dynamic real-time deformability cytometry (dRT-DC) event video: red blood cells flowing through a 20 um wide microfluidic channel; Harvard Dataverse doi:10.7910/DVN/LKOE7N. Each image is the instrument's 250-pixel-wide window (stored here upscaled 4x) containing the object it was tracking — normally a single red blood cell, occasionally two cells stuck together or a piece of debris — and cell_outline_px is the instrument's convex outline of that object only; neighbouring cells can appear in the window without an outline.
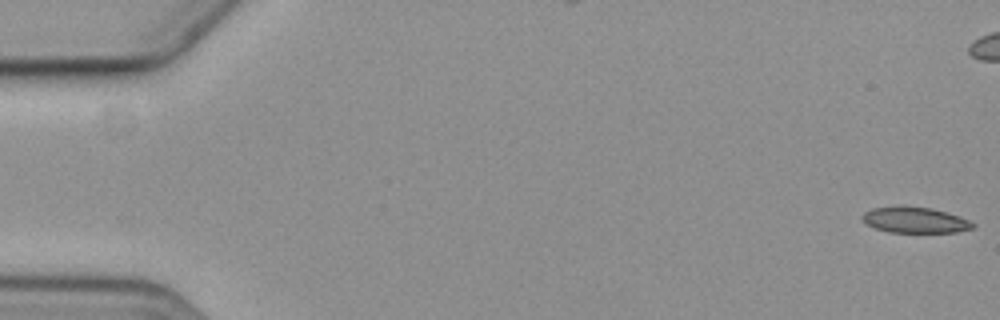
{"species": "common noctule bat (a hibernating species)", "species_latin": "Nyctalus noctula", "temperature_condition": "cold", "stored_images_in_passage": 57, "camera_frame_rate_fps": 3000, "um_per_image_px": 0.085, "animal": {"sex": "female", "body_mass_g": 19.3, "forearm_length_mm": 54.1}, "frame": {"image": 1, "passage_image": 1, "time_ms": 0.0, "image_size_px": [1000, 320], "cell_outline_px": [[976, 224], [972, 228], [956, 232], [888, 232], [864, 224], [860, 216], [864, 212], [872, 208], [932, 208], [948, 212], [960, 216]], "centroid_in_image_um": [77.77, 18.73], "position_along_channel_um": 7.2, "area_um2": 16.24}}
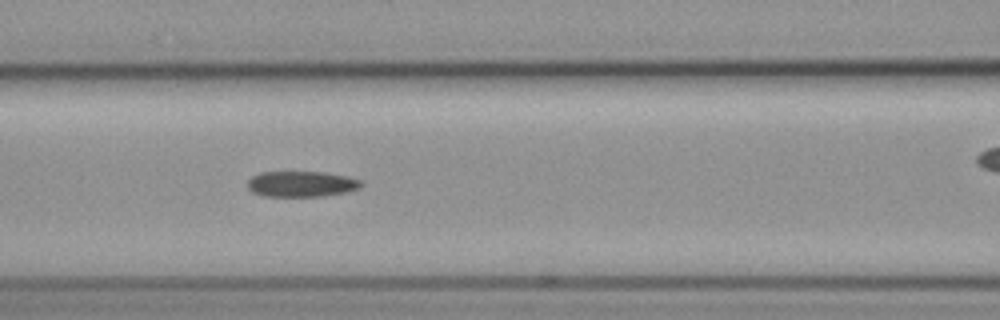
{"frame": {"image": 2, "passage_image": 26, "time_ms": 8.333, "image_size_px": [1000, 320], "cell_outline_px": [[364, 184], [360, 188], [348, 192], [324, 196], [260, 196], [252, 192], [248, 188], [248, 180], [252, 176], [260, 172], [324, 172], [348, 176], [360, 180]], "centroid_in_image_um": [25.64, 15.64], "position_along_channel_um": 141.0, "area_um2": 17.22}}
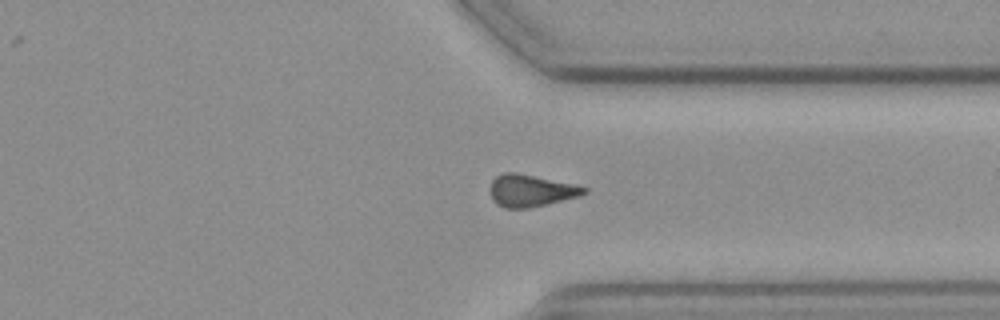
{"frame": {"image": 3, "passage_image": 45, "time_ms": 14.667, "image_size_px": [1000, 320], "cell_outline_px": [[588, 192], [580, 196], [528, 208], [504, 208], [496, 204], [492, 200], [488, 192], [488, 188], [492, 180], [496, 176], [504, 172], [516, 172], [572, 184], [588, 188]], "centroid_in_image_um": [45.05, 16.2], "position_along_channel_um": 366.3, "area_um2": 17.63}}